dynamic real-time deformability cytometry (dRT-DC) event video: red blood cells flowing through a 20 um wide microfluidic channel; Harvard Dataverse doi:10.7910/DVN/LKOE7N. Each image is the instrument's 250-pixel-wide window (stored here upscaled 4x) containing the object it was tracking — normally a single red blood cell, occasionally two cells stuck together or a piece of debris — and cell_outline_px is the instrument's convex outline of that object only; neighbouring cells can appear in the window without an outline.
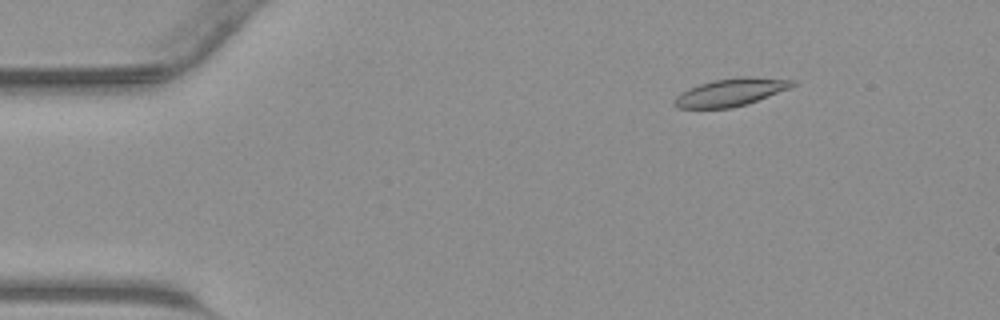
{"species": "common noctule bat (a hibernating species)", "species_latin": "Nyctalus noctula", "temperature_condition": "warm", "stored_images_in_passage": 45, "camera_frame_rate_fps": 3000, "um_per_image_px": 0.085, "animal": {"sex": "male", "body_mass_g": 23.1, "forearm_length_mm": 52.7}, "frame": {"image": 1, "passage_image": 7, "time_ms": 2.0, "image_size_px": [1000, 320], "cell_outline_px": [[796, 84], [788, 88], [748, 104], [732, 108], [676, 108], [672, 104], [672, 100], [680, 92], [688, 88], [700, 84], [716, 80], [744, 76], [752, 76], [796, 80]], "centroid_in_image_um": [62.08, 7.84], "position_along_channel_um": 22.9, "area_um2": 19.07}}
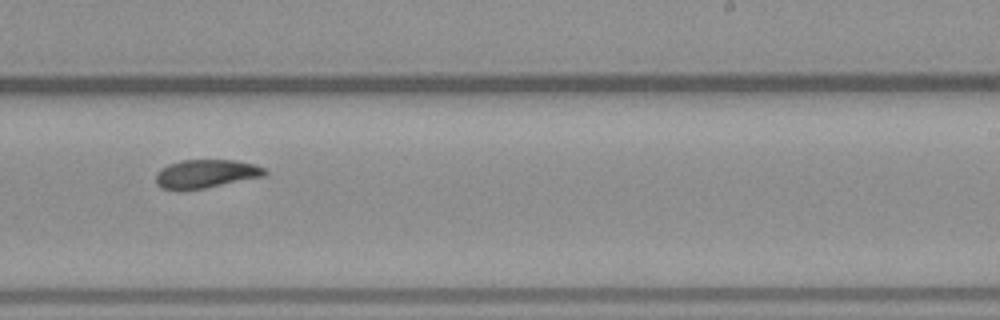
{"frame": {"image": 2, "passage_image": 28, "time_ms": 9.0, "image_size_px": [1000, 320], "cell_outline_px": [[268, 172], [264, 176], [204, 188], [180, 192], [176, 192], [160, 188], [156, 184], [156, 172], [160, 168], [168, 164], [180, 160], [236, 160], [256, 164], [264, 168]], "centroid_in_image_um": [17.44, 14.79], "position_along_channel_um": 271.6, "area_um2": 18.55}}
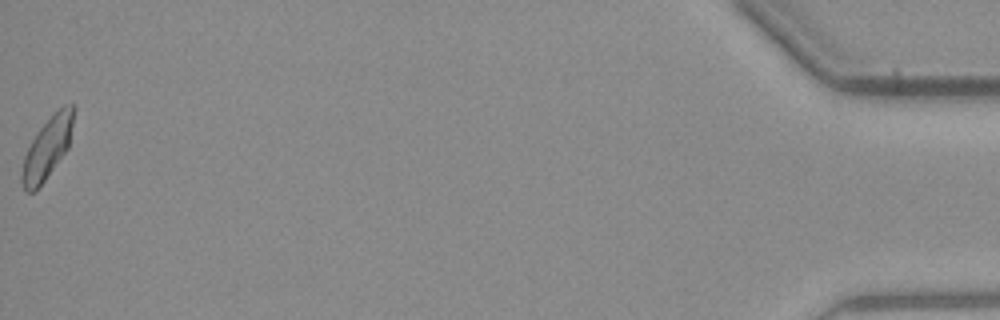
{"frame": {"image": 3, "passage_image": 45, "time_ms": 14.667, "image_size_px": [1000, 320], "cell_outline_px": [[76, 108], [68, 148], [44, 180], [32, 192], [24, 192], [20, 180], [20, 176], [24, 156], [32, 140], [40, 128], [64, 104], [72, 104]], "centroid_in_image_um": [4.02, 12.57], "position_along_channel_um": 431.2, "area_um2": 18.15}}